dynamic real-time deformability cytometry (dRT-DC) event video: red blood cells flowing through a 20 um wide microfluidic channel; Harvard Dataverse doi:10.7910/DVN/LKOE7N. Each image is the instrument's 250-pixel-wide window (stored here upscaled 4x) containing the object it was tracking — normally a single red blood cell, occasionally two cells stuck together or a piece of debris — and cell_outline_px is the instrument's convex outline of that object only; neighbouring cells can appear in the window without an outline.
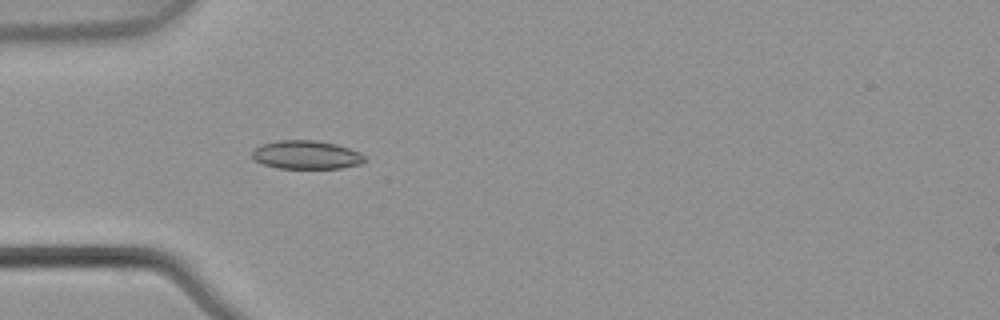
{"species": "common noctule bat (a hibernating species)", "species_latin": "Nyctalus noctula", "temperature_condition": "warm", "stored_images_in_passage": 4, "camera_frame_rate_fps": 3000, "um_per_image_px": 0.085, "animal": {"sex": "male", "body_mass_g": 21.5, "forearm_length_mm": 52.0}, "frame": {"image": 1, "passage_image": 4, "time_ms": 1.0, "image_size_px": [1000, 320], "cell_outline_px": [[368, 160], [360, 164], [340, 168], [280, 168], [264, 164], [256, 160], [252, 156], [252, 152], [256, 148], [264, 144], [276, 140], [312, 140], [336, 144], [360, 152]], "centroid_in_image_um": [26.08, 13.16], "position_along_channel_um": 58.9, "area_um2": 18.5}}